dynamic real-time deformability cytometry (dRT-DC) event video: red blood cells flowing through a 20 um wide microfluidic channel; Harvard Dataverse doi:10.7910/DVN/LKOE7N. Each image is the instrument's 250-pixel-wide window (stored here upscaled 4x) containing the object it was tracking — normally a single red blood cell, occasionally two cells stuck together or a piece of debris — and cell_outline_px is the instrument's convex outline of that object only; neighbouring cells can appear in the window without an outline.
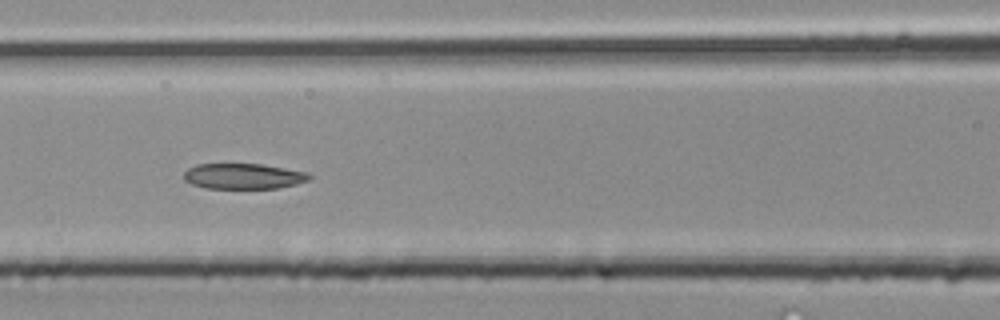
{"species": "common noctule bat (a hibernating species)", "species_latin": "Nyctalus noctula", "temperature_condition": "room temperature", "stored_images_in_passage": 41, "segment_of_instrument_passage": [2, 2], "camera_frame_rate_fps": 3000, "um_per_image_px": 0.085, "animal": {"sex": "male", "body_mass_g": 20.4}, "frame": {"image": 1, "passage_image": 18, "time_ms": 5.667, "image_size_px": [1000, 320], "cell_outline_px": [[312, 176], [308, 180], [296, 184], [276, 188], [204, 188], [192, 184], [184, 180], [184, 172], [188, 168], [196, 164], [264, 164], [308, 172]], "centroid_in_image_um": [20.69, 14.97], "position_along_channel_um": 145.9, "area_um2": 18.73}}
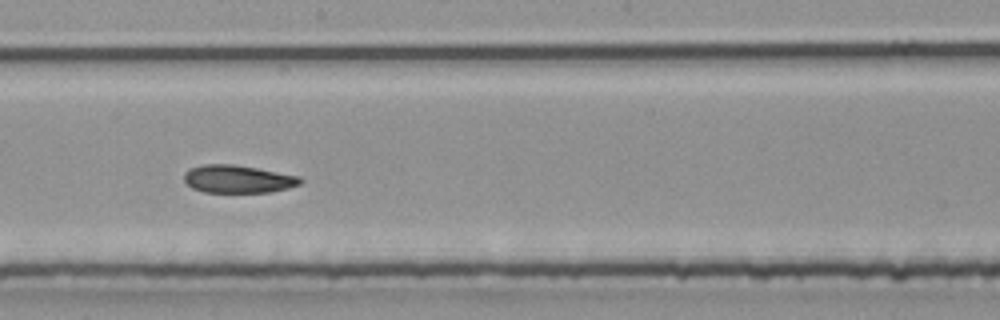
{"frame": {"image": 2, "passage_image": 23, "time_ms": 7.333, "image_size_px": [1000, 320], "cell_outline_px": [[304, 180], [300, 184], [288, 188], [268, 192], [204, 192], [192, 188], [184, 180], [184, 172], [188, 168], [200, 164], [232, 164], [256, 168], [300, 176]], "centroid_in_image_um": [20.2, 15.21], "position_along_channel_um": 228.0, "area_um2": 18.9}}
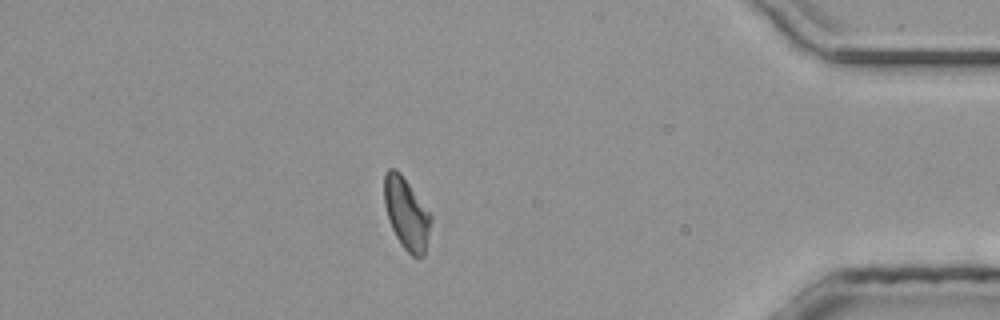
{"frame": {"image": 3, "passage_image": 36, "time_ms": 11.667, "image_size_px": [1000, 320], "cell_outline_px": [[432, 220], [424, 256], [412, 256], [400, 244], [392, 228], [384, 204], [384, 176], [388, 168], [396, 168], [400, 172], [432, 216]], "centroid_in_image_um": [34.55, 18.14], "position_along_channel_um": 400.7, "area_um2": 19.31}}